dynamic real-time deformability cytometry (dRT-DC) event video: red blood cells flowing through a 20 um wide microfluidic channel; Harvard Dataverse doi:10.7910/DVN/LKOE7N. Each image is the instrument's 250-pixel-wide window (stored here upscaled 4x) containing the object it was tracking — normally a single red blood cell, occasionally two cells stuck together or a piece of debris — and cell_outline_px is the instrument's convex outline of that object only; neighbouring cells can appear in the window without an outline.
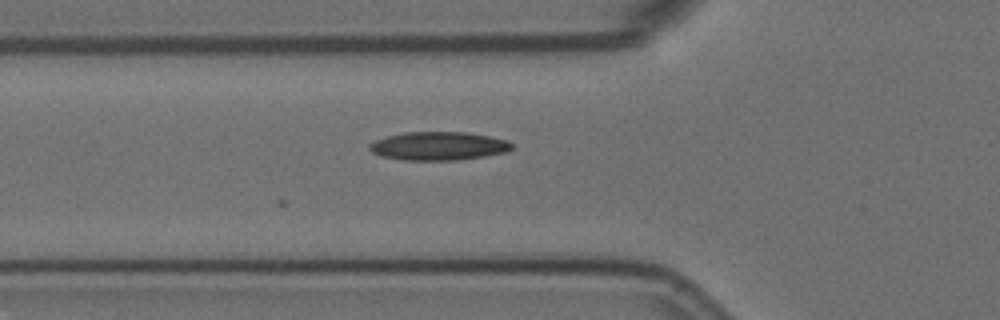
{"species": "Egyptian fruit bat (a non-hibernating species)", "species_latin": "Rousettus aegyptiacus", "temperature_condition": "room temperature", "stored_images_in_passage": 29, "camera_frame_rate_fps": 3000, "um_per_image_px": 0.085, "animal": {"sex": "female"}, "frame": {"image": 1, "passage_image": 2, "time_ms": 0.333, "image_size_px": [1000, 320], "cell_outline_px": [[512, 148], [508, 152], [484, 156], [456, 160], [400, 160], [380, 156], [372, 152], [368, 148], [368, 144], [376, 140], [388, 136], [404, 132], [464, 132], [488, 136], [508, 140], [512, 144]], "centroid_in_image_um": [37.25, 12.41], "position_along_channel_um": 88.5, "area_um2": 23.64}}
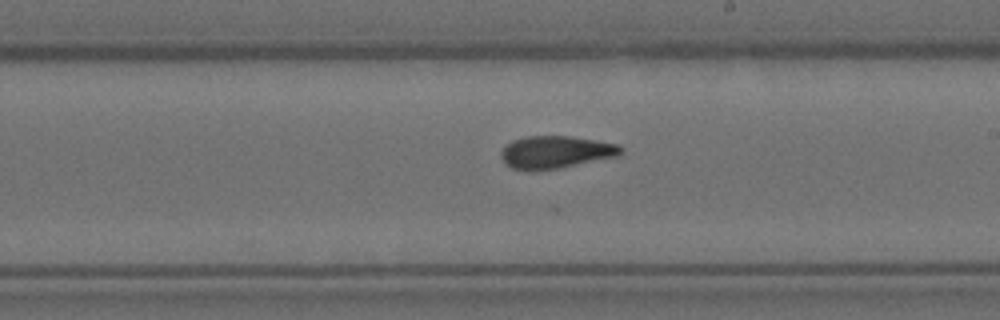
{"frame": {"image": 2, "passage_image": 15, "time_ms": 4.667, "image_size_px": [1000, 320], "cell_outline_px": [[624, 152], [620, 156], [556, 168], [532, 172], [528, 172], [512, 168], [504, 164], [500, 156], [500, 152], [512, 140], [528, 136], [572, 136], [620, 144], [624, 148]], "centroid_in_image_um": [47.25, 12.94], "position_along_channel_um": 241.8, "area_um2": 23.06}}
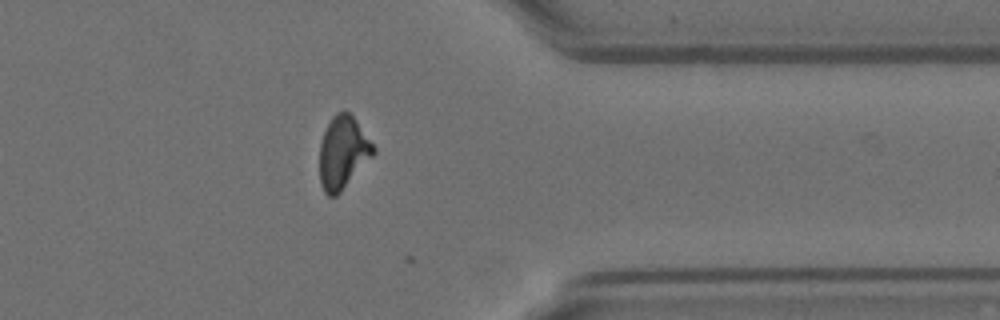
{"frame": {"image": 3, "passage_image": 28, "time_ms": 9.0, "image_size_px": [1000, 320], "cell_outline_px": [[376, 152], [340, 192], [336, 196], [328, 196], [324, 192], [320, 184], [320, 144], [324, 132], [332, 116], [336, 112], [348, 112], [356, 120], [376, 148]], "centroid_in_image_um": [29.14, 12.97], "position_along_channel_um": 382.3, "area_um2": 22.48}}